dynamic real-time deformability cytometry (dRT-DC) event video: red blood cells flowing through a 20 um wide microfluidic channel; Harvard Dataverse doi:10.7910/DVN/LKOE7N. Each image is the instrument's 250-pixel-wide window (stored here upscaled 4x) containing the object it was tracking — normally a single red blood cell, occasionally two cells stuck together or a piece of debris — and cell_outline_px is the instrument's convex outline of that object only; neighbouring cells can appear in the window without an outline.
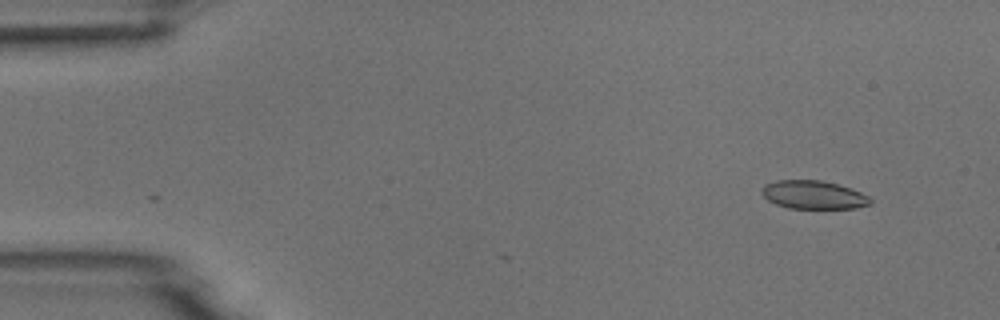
{"species": "common noctule bat (a hibernating species)", "species_latin": "Nyctalus noctula", "temperature_condition": "room temperature", "stored_images_in_passage": 6, "camera_frame_rate_fps": 3000, "um_per_image_px": 0.085, "animal": {"sex": "male", "body_mass_g": 18.8}, "frame": {"image": 1, "passage_image": 2, "time_ms": 1.333, "image_size_px": [1000, 320], "cell_outline_px": [[872, 204], [856, 208], [788, 208], [776, 204], [768, 200], [760, 192], [760, 188], [764, 184], [776, 180], [820, 180], [852, 188], [868, 196], [872, 200]], "centroid_in_image_um": [69.13, 16.55], "position_along_channel_um": 15.9, "area_um2": 18.03}}
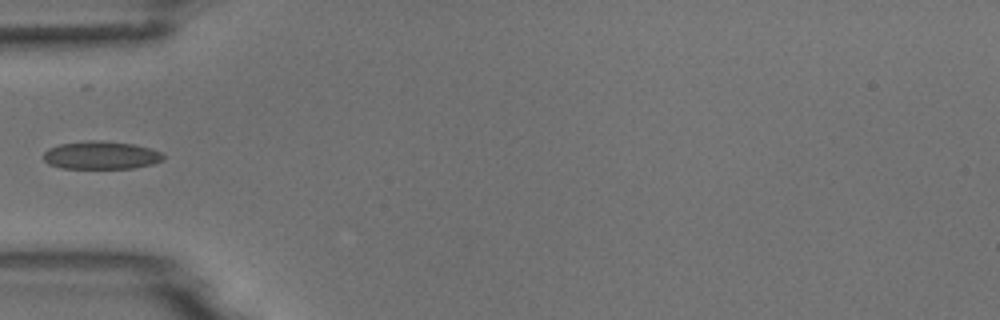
{"frame": {"image": 2, "passage_image": 5, "time_ms": 5.667, "image_size_px": [1000, 320], "cell_outline_px": [[164, 160], [152, 164], [132, 168], [60, 168], [48, 164], [44, 160], [44, 152], [48, 148], [60, 144], [88, 140], [100, 140], [136, 144], [160, 152], [164, 156]], "centroid_in_image_um": [8.57, 13.19], "position_along_channel_um": 76.4, "area_um2": 19.59}}